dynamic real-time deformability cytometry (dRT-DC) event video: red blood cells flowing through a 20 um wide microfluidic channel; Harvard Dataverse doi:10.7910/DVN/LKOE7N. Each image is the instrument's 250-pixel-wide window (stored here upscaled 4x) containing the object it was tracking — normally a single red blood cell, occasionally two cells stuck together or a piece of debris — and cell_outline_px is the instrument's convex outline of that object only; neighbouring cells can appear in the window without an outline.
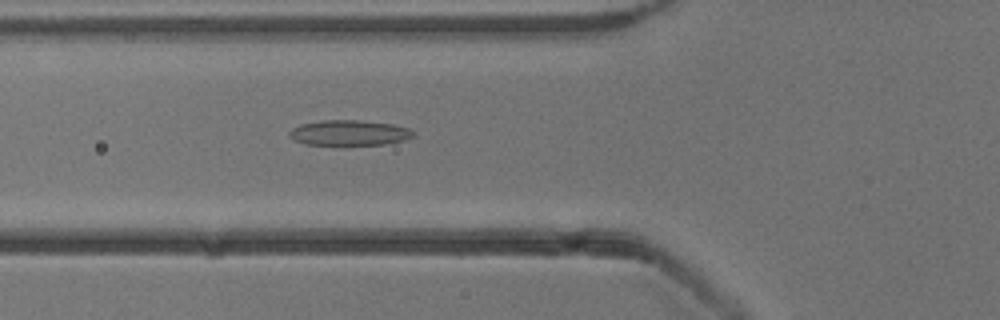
{"species": "common noctule bat (a hibernating species)", "species_latin": "Nyctalus noctula", "temperature_condition": "cold", "stored_images_in_passage": 53, "camera_frame_rate_fps": 3000, "um_per_image_px": 0.085, "animal": {"sex": "male", "body_mass_g": 13.3}, "frame": {"image": 1, "passage_image": 19, "time_ms": 6.0, "image_size_px": [1000, 320], "cell_outline_px": [[412, 136], [404, 140], [384, 144], [344, 148], [304, 144], [288, 136], [288, 132], [292, 128], [300, 124], [320, 120], [360, 120], [392, 124], [408, 128], [412, 132]], "centroid_in_image_um": [29.6, 11.34], "position_along_channel_um": 96.2, "area_um2": 19.19}}
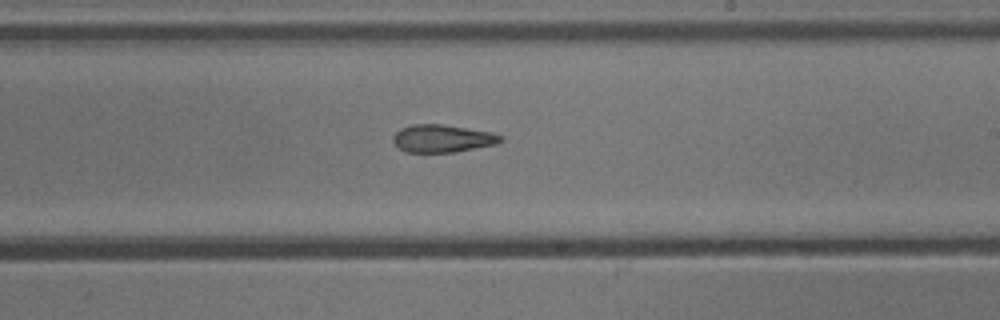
{"frame": {"image": 2, "passage_image": 31, "time_ms": 10.0, "image_size_px": [1000, 320], "cell_outline_px": [[504, 140], [496, 144], [456, 152], [404, 152], [392, 140], [392, 136], [400, 128], [412, 124], [444, 124], [492, 132], [504, 136]], "centroid_in_image_um": [37.62, 11.76], "position_along_channel_um": 251.4, "area_um2": 17.51}}
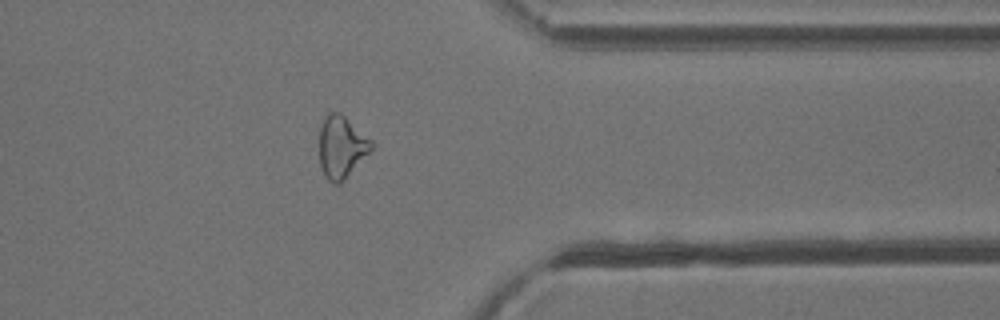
{"frame": {"image": 3, "passage_image": 42, "time_ms": 13.667, "image_size_px": [1000, 320], "cell_outline_px": [[376, 144], [340, 184], [332, 184], [324, 176], [320, 164], [320, 128], [324, 116], [328, 112], [340, 112], [372, 140]], "centroid_in_image_um": [29.02, 12.48], "position_along_channel_um": 382.4, "area_um2": 18.84}, "authors_computed_cell_mechanics": {"area_um2": 19.1896, "velocity_mm_per_s": 3.858, "shape_relaxation_time_tau1_ms": null, "shape_relaxation_time_tau2_ms": 3.4666, "deformation_change_tau1": null, "deformation_change_tau2": 0.12}}